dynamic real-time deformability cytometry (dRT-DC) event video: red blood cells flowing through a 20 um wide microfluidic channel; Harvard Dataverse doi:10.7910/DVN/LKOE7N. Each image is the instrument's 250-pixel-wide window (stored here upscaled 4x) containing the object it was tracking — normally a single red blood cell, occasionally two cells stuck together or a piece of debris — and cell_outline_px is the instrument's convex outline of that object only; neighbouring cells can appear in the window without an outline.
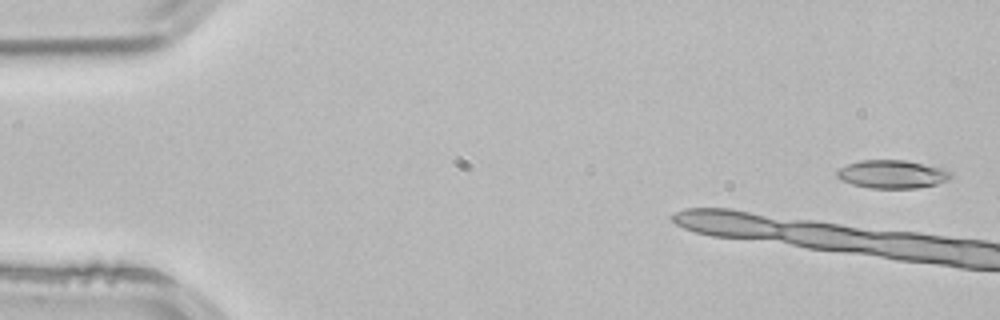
{"species": "common noctule bat (a hibernating species)", "species_latin": "Nyctalus noctula", "temperature_condition": "room temperature", "stored_images_in_passage": 4, "camera_frame_rate_fps": 3000, "um_per_image_px": 0.085, "animal": {"sex": "male", "body_mass_g": 21.5, "forearm_length_mm": 52.0}, "frame": {"image": 1, "passage_image": 1, "time_ms": 0.0, "image_size_px": [1000, 320], "cell_outline_px": [[952, 176], [948, 180], [936, 184], [916, 188], [868, 188], [852, 184], [840, 180], [836, 176], [836, 172], [840, 168], [848, 164], [860, 160], [904, 160], [944, 168], [952, 172]], "centroid_in_image_um": [75.83, 14.81], "position_along_channel_um": 9.2, "area_um2": 18.79}}